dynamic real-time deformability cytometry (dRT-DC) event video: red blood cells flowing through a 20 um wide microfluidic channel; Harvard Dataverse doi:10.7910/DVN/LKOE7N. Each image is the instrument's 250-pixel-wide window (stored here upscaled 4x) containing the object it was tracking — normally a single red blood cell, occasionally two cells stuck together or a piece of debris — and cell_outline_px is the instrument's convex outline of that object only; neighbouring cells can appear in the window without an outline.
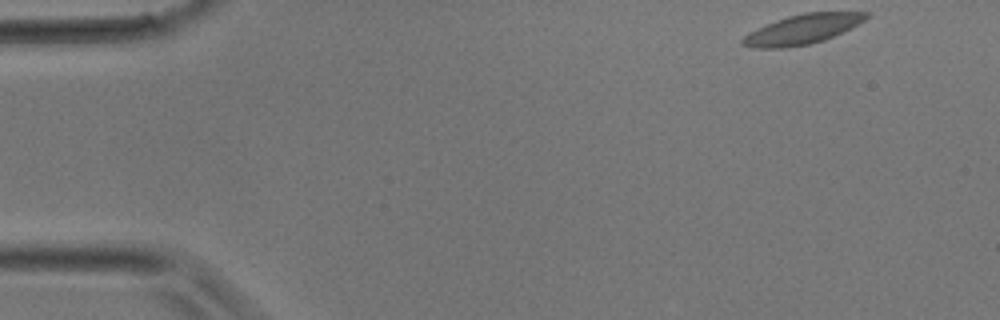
{"species": "common noctule bat (a hibernating species)", "species_latin": "Nyctalus noctula", "temperature_condition": "room temperature", "stored_images_in_passage": 35, "camera_frame_rate_fps": 3000, "um_per_image_px": 0.085, "animal": {"sex": "male", "body_mass_g": 17.9}, "frame": {"image": 1, "passage_image": 1, "time_ms": 0.0, "image_size_px": [1000, 320], "cell_outline_px": [[872, 16], [824, 40], [812, 44], [788, 48], [752, 48], [740, 44], [740, 40], [744, 36], [776, 20], [788, 16], [804, 12], [868, 12]], "centroid_in_image_um": [68.19, 2.5], "position_along_channel_um": 16.8, "area_um2": 21.1}}
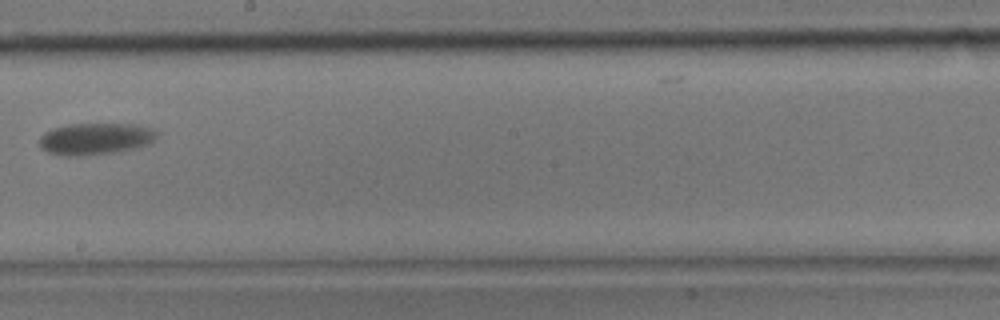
{"frame": {"image": 2, "passage_image": 19, "time_ms": 6.0, "image_size_px": [1000, 320], "cell_outline_px": [[160, 136], [148, 144], [120, 152], [80, 156], [60, 156], [48, 152], [40, 148], [40, 136], [44, 132], [52, 128], [72, 124], [136, 124], [152, 128], [160, 132]], "centroid_in_image_um": [8.14, 11.8], "position_along_channel_um": 240.1, "area_um2": 22.14}}
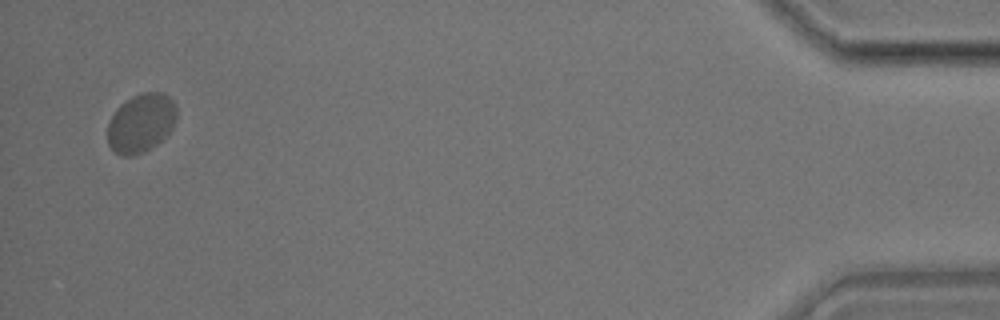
{"frame": {"image": 3, "passage_image": 34, "time_ms": 11.0, "image_size_px": [1000, 320], "cell_outline_px": [[176, 120], [172, 128], [156, 144], [144, 152], [132, 156], [124, 156], [116, 152], [108, 144], [108, 120], [116, 108], [120, 104], [132, 96], [140, 92], [164, 92], [176, 104]], "centroid_in_image_um": [11.97, 10.43], "position_along_channel_um": 423.2, "area_um2": 23.76}}